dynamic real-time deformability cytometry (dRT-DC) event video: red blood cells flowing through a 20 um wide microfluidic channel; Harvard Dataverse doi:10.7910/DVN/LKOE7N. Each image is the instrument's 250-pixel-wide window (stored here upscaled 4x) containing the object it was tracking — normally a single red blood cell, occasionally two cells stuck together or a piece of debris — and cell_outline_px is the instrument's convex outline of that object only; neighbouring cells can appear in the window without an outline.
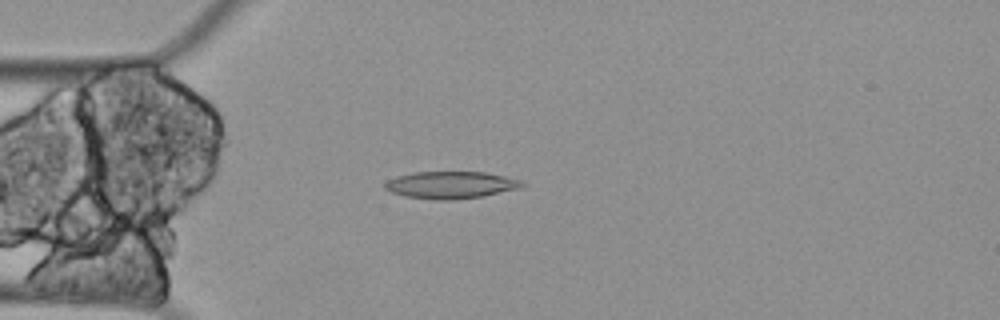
{"species": "Egyptian fruit bat (a non-hibernating species)", "species_latin": "Rousettus aegyptiacus", "temperature_condition": "cold", "stored_images_in_passage": 59, "camera_frame_rate_fps": 3000, "um_per_image_px": 0.085, "animal": {"sex": "female"}, "frame": {"image": 1, "passage_image": 15, "time_ms": 4.667, "image_size_px": [1000, 320], "cell_outline_px": [[528, 184], [520, 188], [480, 196], [456, 200], [436, 200], [404, 196], [392, 192], [384, 188], [384, 184], [388, 180], [396, 176], [412, 172], [484, 172], [524, 180]], "centroid_in_image_um": [38.33, 15.72], "position_along_channel_um": 46.7, "area_um2": 21.79}}
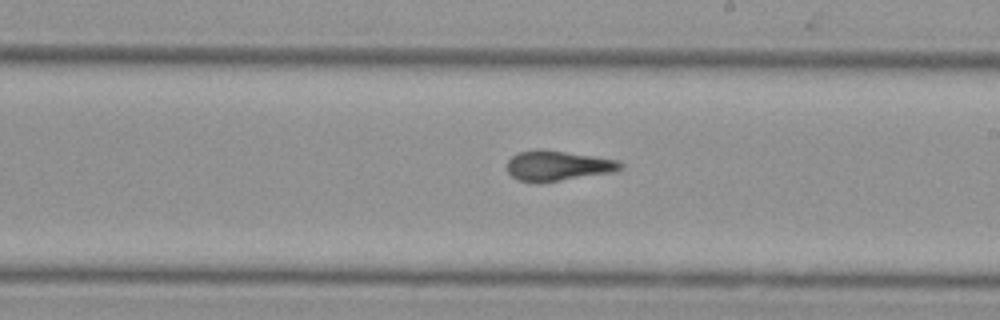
{"frame": {"image": 2, "passage_image": 33, "time_ms": 10.667, "image_size_px": [1000, 320], "cell_outline_px": [[624, 168], [616, 172], [560, 180], [520, 180], [512, 176], [508, 172], [508, 160], [516, 152], [540, 148], [620, 160], [624, 164]], "centroid_in_image_um": [47.49, 14.04], "position_along_channel_um": 241.5, "area_um2": 19.65}}
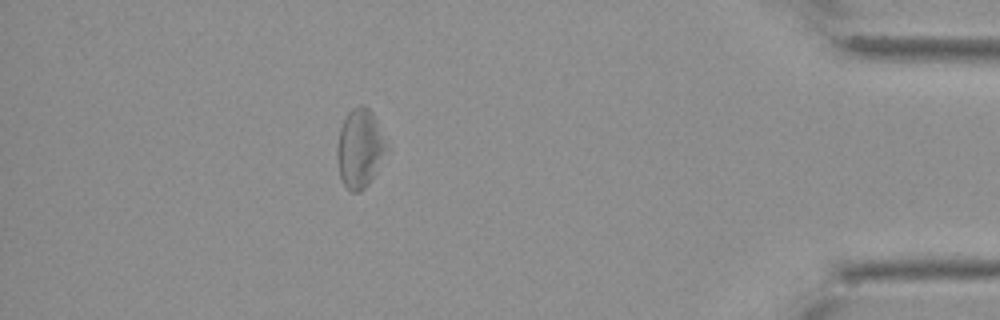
{"frame": {"image": 3, "passage_image": 52, "time_ms": 17.0, "image_size_px": [1000, 320], "cell_outline_px": [[384, 148], [372, 176], [368, 184], [360, 192], [352, 192], [340, 180], [336, 156], [336, 148], [340, 128], [348, 112], [352, 108], [360, 104], [364, 104], [372, 112], [376, 120], [384, 144]], "centroid_in_image_um": [30.48, 12.59], "position_along_channel_um": 404.7, "area_um2": 21.73}, "authors_computed_cell_mechanics": {"area_um2": 21.7328, "velocity_mm_per_s": 3.2964, "shape_relaxation_time_tau1_ms": null, "shape_relaxation_time_tau2_ms": 5.5056, "deformation_change_tau1": null, "deformation_change_tau2": 0.0785}}